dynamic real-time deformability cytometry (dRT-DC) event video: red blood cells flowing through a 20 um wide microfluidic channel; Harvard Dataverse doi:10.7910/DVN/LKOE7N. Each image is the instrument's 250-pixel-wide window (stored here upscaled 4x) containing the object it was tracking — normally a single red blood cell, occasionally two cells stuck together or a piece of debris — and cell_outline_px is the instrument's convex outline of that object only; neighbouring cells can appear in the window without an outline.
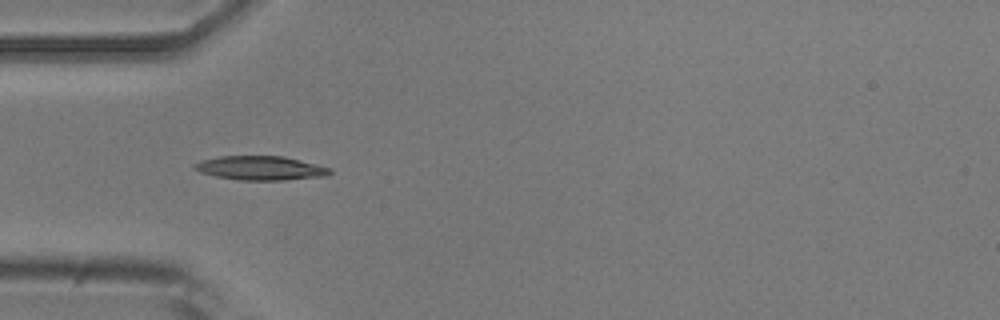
{"species": "common noctule bat (a hibernating species)", "species_latin": "Nyctalus noctula", "temperature_condition": "room temperature", "stored_images_in_passage": 6, "camera_frame_rate_fps": 3000, "um_per_image_px": 0.085, "animal": {"sex": "male", "body_mass_g": 20.5, "forearm_length_mm": 52.5}, "frame": {"image": 1, "passage_image": 5, "time_ms": 4.667, "image_size_px": [1000, 320], "cell_outline_px": [[332, 172], [324, 176], [284, 180], [236, 180], [216, 176], [200, 172], [192, 168], [200, 160], [220, 156], [284, 156], [332, 168]], "centroid_in_image_um": [22.14, 14.28], "position_along_channel_um": 62.9, "area_um2": 18.96}}
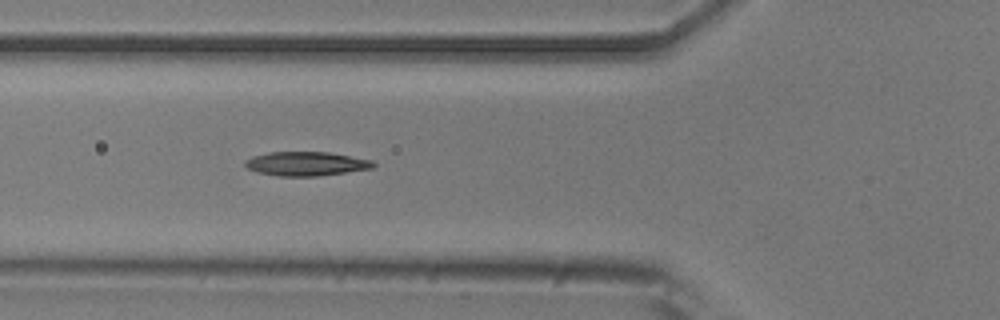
{"frame": {"image": 2, "passage_image": 6, "time_ms": 5.667, "image_size_px": [1000, 320], "cell_outline_px": [[376, 164], [372, 168], [316, 176], [280, 176], [256, 172], [248, 168], [244, 164], [244, 160], [252, 156], [268, 152], [328, 152], [372, 160]], "centroid_in_image_um": [25.97, 13.91], "position_along_channel_um": 99.8, "area_um2": 17.86}}